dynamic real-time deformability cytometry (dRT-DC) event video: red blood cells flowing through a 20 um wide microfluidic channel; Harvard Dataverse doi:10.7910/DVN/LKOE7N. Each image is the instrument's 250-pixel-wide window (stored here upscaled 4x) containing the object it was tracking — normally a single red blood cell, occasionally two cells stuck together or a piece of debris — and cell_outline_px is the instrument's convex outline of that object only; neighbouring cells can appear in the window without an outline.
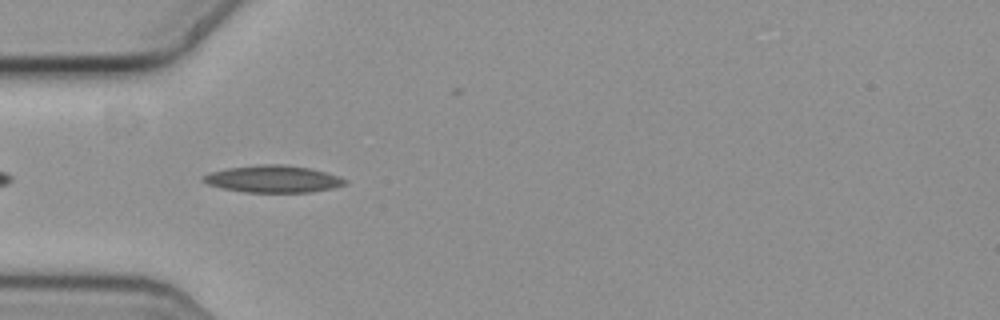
{"species": "common noctule bat (a hibernating species)", "species_latin": "Nyctalus noctula", "temperature_condition": "cold", "stored_images_in_passage": 16, "camera_frame_rate_fps": 3000, "um_per_image_px": 0.085, "animal": {"sex": "female", "body_mass_g": 19.3, "forearm_length_mm": 54.1}, "frame": {"image": 1, "passage_image": 3, "time_ms": 0.667, "image_size_px": [1000, 320], "cell_outline_px": [[348, 184], [332, 188], [312, 192], [244, 192], [224, 188], [208, 184], [204, 180], [204, 176], [212, 172], [228, 168], [260, 164], [284, 164], [308, 168], [324, 172], [348, 180]], "centroid_in_image_um": [23.26, 15.21], "position_along_channel_um": 61.7, "area_um2": 22.02}}
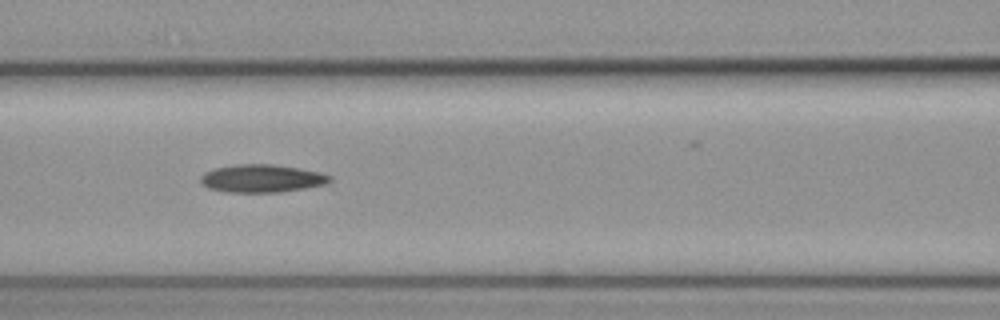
{"frame": {"image": 2, "passage_image": 10, "time_ms": 3.0, "image_size_px": [1000, 320], "cell_outline_px": [[332, 180], [324, 184], [308, 188], [280, 192], [228, 192], [208, 188], [200, 184], [200, 176], [204, 172], [216, 168], [236, 164], [272, 164], [300, 168], [320, 172], [332, 176]], "centroid_in_image_um": [22.25, 15.17], "position_along_channel_um": 144.3, "area_um2": 21.15}}
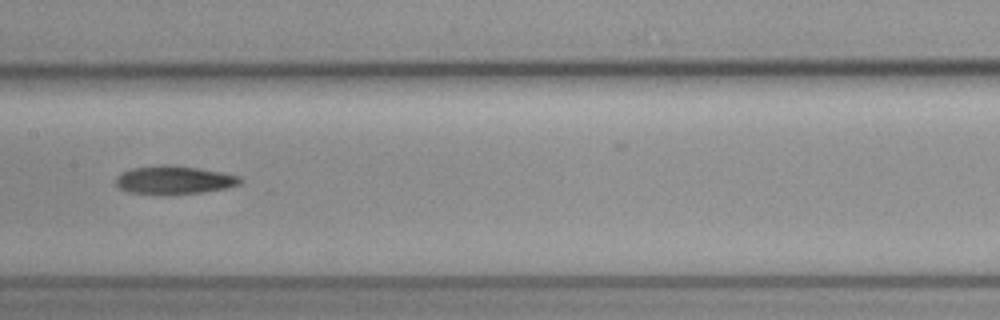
{"frame": {"image": 3, "passage_image": 14, "time_ms": 4.333, "image_size_px": [1000, 320], "cell_outline_px": [[240, 184], [224, 188], [204, 192], [164, 196], [128, 192], [120, 188], [116, 184], [116, 176], [120, 172], [132, 168], [164, 164], [168, 164], [196, 168], [220, 172], [240, 176]], "centroid_in_image_um": [14.73, 15.32], "position_along_channel_um": 192.7, "area_um2": 20.75}}